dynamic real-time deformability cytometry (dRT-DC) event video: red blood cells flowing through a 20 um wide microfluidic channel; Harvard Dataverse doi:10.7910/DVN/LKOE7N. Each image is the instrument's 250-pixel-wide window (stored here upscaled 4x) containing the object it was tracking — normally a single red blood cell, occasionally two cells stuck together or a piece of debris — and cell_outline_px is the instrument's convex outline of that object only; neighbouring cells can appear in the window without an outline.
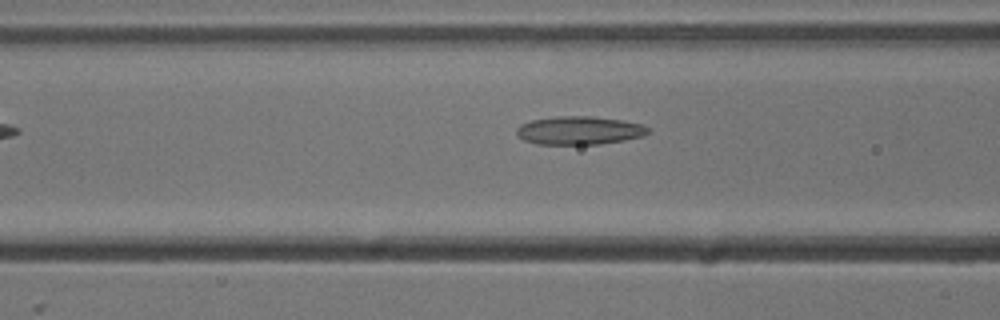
{"species": "common noctule bat (a hibernating species)", "species_latin": "Nyctalus noctula", "temperature_condition": "cold", "stored_images_in_passage": 9, "camera_frame_rate_fps": 3000, "um_per_image_px": 0.085, "animal": {"sex": "male", "body_mass_g": 13.3}, "frame": {"image": 1, "passage_image": 7, "time_ms": 2.0, "image_size_px": [1000, 320], "cell_outline_px": [[648, 132], [640, 136], [624, 140], [600, 144], [536, 144], [524, 140], [516, 136], [516, 128], [520, 124], [532, 120], [556, 116], [592, 116], [624, 120], [644, 124], [648, 128]], "centroid_in_image_um": [49.2, 11.08], "position_along_channel_um": 117.4, "area_um2": 21.79}}